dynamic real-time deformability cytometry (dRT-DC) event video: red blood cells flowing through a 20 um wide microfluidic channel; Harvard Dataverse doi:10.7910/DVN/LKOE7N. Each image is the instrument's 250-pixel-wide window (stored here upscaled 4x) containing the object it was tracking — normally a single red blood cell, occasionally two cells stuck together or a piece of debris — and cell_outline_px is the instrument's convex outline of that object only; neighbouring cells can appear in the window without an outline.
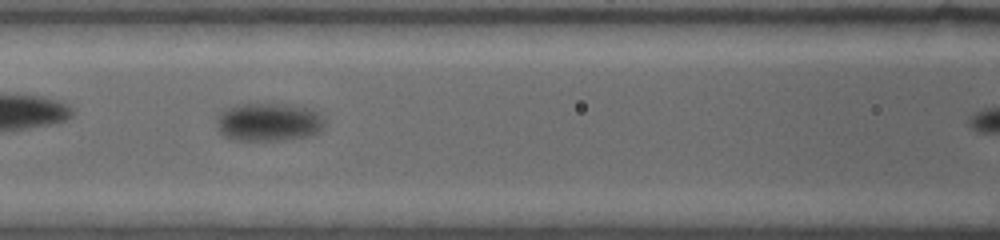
{"species": "common noctule bat (a hibernating species)", "species_latin": "Nyctalus noctula", "temperature_condition": "warm", "stored_images_in_passage": 11, "camera_frame_rate_fps": 4500, "um_per_image_px": 0.085, "animal": {"sex": "female", "body_mass_g": 19.0, "forearm_length_mm": 53.3}, "frame": {"image": 1, "passage_image": 5, "time_ms": 2.889, "image_size_px": [1000, 240], "cell_outline_px": [[324, 128], [320, 132], [312, 136], [284, 140], [232, 140], [224, 136], [220, 132], [216, 124], [220, 112], [224, 108], [236, 104], [288, 104], [312, 108], [320, 112], [324, 120]], "centroid_in_image_um": [22.87, 10.37], "position_along_channel_um": 143.7, "area_um2": 24.62}}
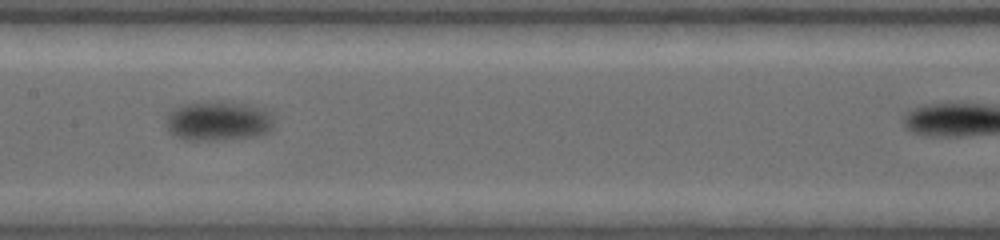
{"frame": {"image": 2, "passage_image": 7, "time_ms": 4.222, "image_size_px": [1000, 240], "cell_outline_px": [[272, 128], [268, 132], [256, 136], [216, 140], [184, 140], [176, 136], [168, 128], [168, 112], [184, 104], [216, 100], [248, 104], [264, 108], [272, 116]], "centroid_in_image_um": [18.58, 10.27], "position_along_channel_um": 188.8, "area_um2": 24.85}}